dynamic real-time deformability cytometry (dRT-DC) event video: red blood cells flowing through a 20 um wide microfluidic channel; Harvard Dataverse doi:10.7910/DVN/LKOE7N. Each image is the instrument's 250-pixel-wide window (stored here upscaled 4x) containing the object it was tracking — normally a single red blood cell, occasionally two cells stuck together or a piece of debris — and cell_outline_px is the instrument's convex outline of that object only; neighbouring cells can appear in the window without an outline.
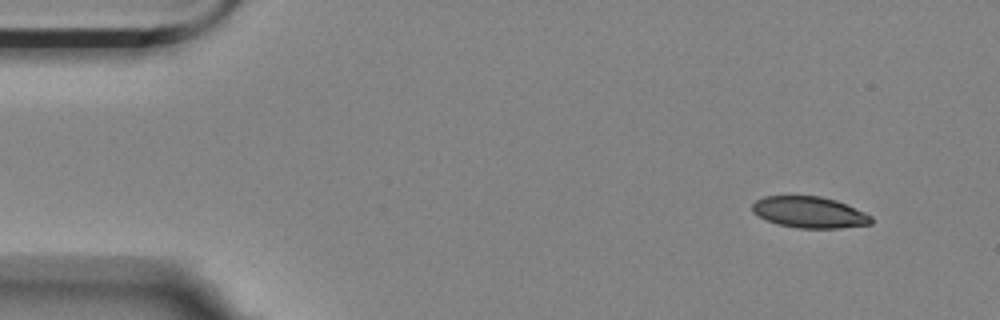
{"species": "Egyptian fruit bat (a non-hibernating species)", "species_latin": "Rousettus aegyptiacus", "temperature_condition": "room temperature", "stored_images_in_passage": 10, "camera_frame_rate_fps": 3000, "um_per_image_px": 0.085, "animal": {"sex": "female"}, "frame": {"image": 1, "passage_image": 4, "time_ms": 1.0, "image_size_px": [1000, 320], "cell_outline_px": [[872, 224], [840, 228], [796, 228], [776, 224], [752, 212], [752, 204], [756, 200], [764, 196], [820, 196], [836, 200], [864, 212], [872, 216]], "centroid_in_image_um": [68.8, 18.05], "position_along_channel_um": 16.2, "area_um2": 21.68}}